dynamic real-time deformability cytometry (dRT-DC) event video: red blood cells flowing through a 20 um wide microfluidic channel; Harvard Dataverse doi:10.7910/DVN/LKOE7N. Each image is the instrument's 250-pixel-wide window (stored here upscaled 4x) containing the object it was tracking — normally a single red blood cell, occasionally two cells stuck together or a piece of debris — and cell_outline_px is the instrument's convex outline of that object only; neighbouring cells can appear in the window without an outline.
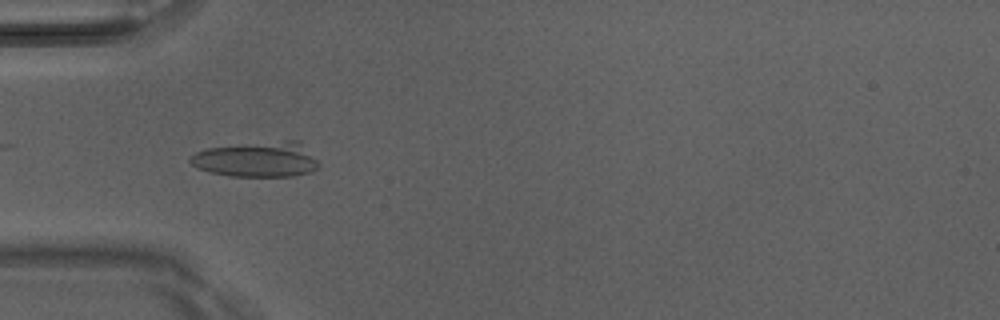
{"species": "Egyptian fruit bat (a non-hibernating species)", "species_latin": "Rousettus aegyptiacus", "temperature_condition": "room temperature", "stored_images_in_passage": 7, "camera_frame_rate_fps": 3000, "um_per_image_px": 0.085, "animal": {"sex": "male"}, "frame": {"image": 1, "passage_image": 4, "time_ms": 1.0, "image_size_px": [1000, 320], "cell_outline_px": [[320, 164], [312, 172], [292, 176], [228, 176], [196, 168], [188, 160], [196, 152], [208, 148], [284, 140], [300, 140]], "centroid_in_image_um": [21.88, 13.55], "position_along_channel_um": 63.1, "area_um2": 26.24}}